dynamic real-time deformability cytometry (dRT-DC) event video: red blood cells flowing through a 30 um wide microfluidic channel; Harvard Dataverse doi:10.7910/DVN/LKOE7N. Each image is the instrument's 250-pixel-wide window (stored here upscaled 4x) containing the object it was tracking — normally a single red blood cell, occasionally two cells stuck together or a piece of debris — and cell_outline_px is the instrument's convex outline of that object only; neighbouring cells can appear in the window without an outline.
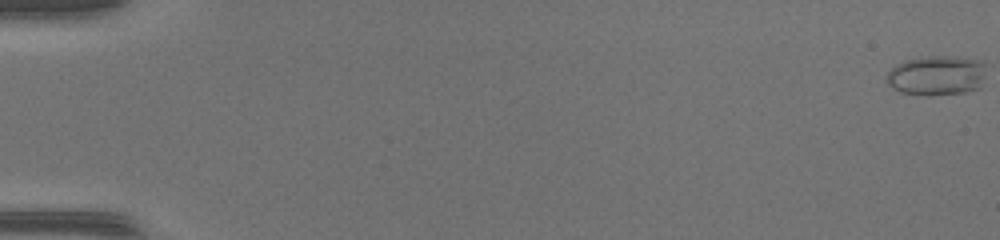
{"species": "common noctule bat (a hibernating species)", "species_latin": "Nyctalus noctula", "temperature_condition": "warm", "stored_images_in_passage": 52, "camera_frame_rate_fps": 3000, "um_per_image_px": 0.085, "animal": {"sex": "female", "body_mass_g": 17.0, "forearm_length_mm": 48.0}, "frame": {"image": 1, "passage_image": 1, "time_ms": 0.0, "image_size_px": [1000, 240], "cell_outline_px": [[984, 64], [980, 88], [964, 92], [928, 96], [900, 92], [892, 88], [884, 80], [888, 72], [896, 64], [904, 60], [928, 56], [956, 56], [980, 60]], "centroid_in_image_um": [79.56, 6.41], "position_along_channel_um": 5.4, "area_um2": 23.18}}
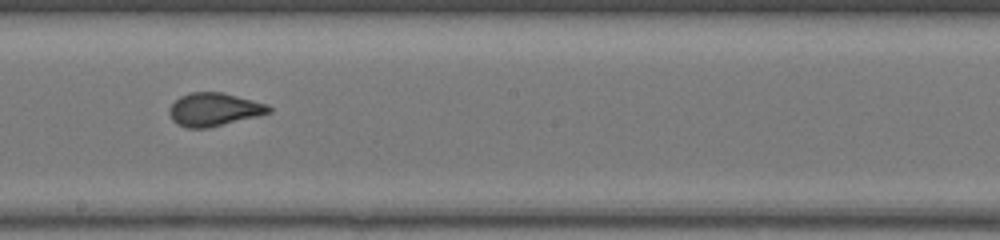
{"frame": {"image": 2, "passage_image": 31, "time_ms": 10.0, "image_size_px": [1000, 240], "cell_outline_px": [[272, 112], [208, 128], [188, 128], [176, 124], [172, 120], [168, 112], [168, 108], [180, 96], [192, 92], [224, 92], [268, 104], [272, 108]], "centroid_in_image_um": [18.18, 9.3], "position_along_channel_um": 230.0, "area_um2": 19.31}}
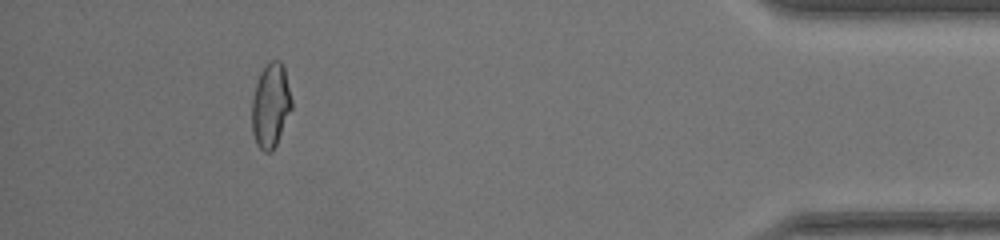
{"frame": {"image": 3, "passage_image": 48, "time_ms": 15.667, "image_size_px": [1000, 240], "cell_outline_px": [[292, 108], [276, 144], [272, 152], [264, 152], [256, 144], [252, 132], [252, 100], [256, 80], [260, 72], [272, 60], [280, 60], [284, 64], [292, 100]], "centroid_in_image_um": [23.0, 8.95], "position_along_channel_um": 412.2, "area_um2": 19.65}, "authors_computed_cell_mechanics": {"area_um2": 19.5364, "velocity_mm_per_s": 4.1865, "shape_relaxation_time_tau1_ms": 6.2113, "shape_relaxation_time_tau2_ms": null, "deformation_change_tau1": 0.1991, "deformation_change_tau2": null}}